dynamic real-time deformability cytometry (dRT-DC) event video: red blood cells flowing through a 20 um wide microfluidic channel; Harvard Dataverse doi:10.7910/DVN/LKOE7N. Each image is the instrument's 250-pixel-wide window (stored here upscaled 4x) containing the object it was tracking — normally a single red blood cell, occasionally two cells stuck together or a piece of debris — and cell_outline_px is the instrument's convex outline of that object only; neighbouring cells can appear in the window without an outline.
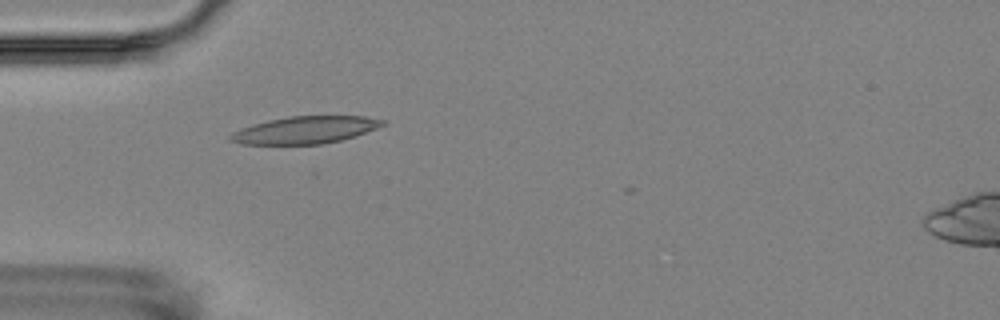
{"species": "Egyptian fruit bat (a non-hibernating species)", "species_latin": "Rousettus aegyptiacus", "temperature_condition": "room temperature", "stored_images_in_passage": 3, "camera_frame_rate_fps": 3000, "um_per_image_px": 0.085, "animal": {"sex": "female"}, "frame": {"image": 1, "passage_image": 3, "time_ms": 2.333, "image_size_px": [1000, 320], "cell_outline_px": [[388, 124], [356, 136], [340, 140], [320, 144], [240, 144], [228, 140], [228, 136], [232, 132], [240, 128], [252, 124], [268, 120], [288, 116], [364, 116], [388, 120]], "centroid_in_image_um": [25.95, 11.04], "position_along_channel_um": 59.0, "area_um2": 24.45}}